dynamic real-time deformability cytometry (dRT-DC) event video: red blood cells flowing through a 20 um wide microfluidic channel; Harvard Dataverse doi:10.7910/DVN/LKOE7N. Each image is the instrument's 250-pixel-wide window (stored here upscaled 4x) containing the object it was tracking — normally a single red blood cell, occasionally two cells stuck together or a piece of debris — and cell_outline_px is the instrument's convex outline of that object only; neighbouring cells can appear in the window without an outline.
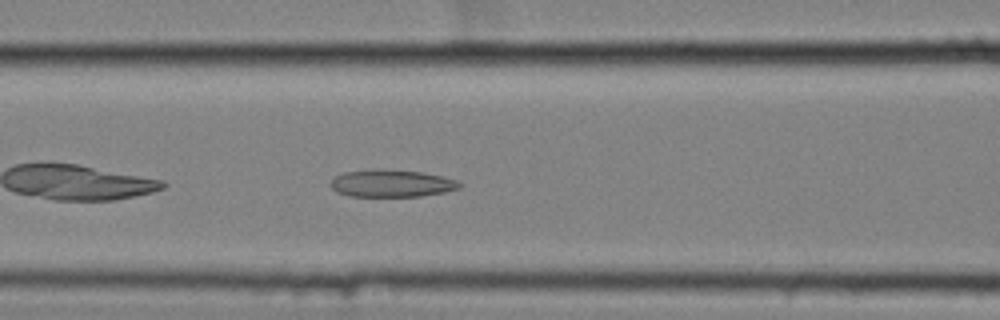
{"species": "common noctule bat (a hibernating species)", "species_latin": "Nyctalus noctula", "temperature_condition": "cold", "stored_images_in_passage": 41, "camera_frame_rate_fps": 3000, "um_per_image_px": 0.085, "animal": {"sex": "female", "body_mass_g": 25.1}, "frame": {"image": 1, "passage_image": 7, "time_ms": 2.0, "image_size_px": [1000, 320], "cell_outline_px": [[464, 184], [460, 188], [444, 192], [420, 196], [348, 196], [336, 192], [332, 188], [332, 180], [336, 176], [344, 172], [376, 168], [420, 172], [440, 176], [456, 180]], "centroid_in_image_um": [33.28, 15.58], "position_along_channel_um": 133.3, "area_um2": 20.46}}
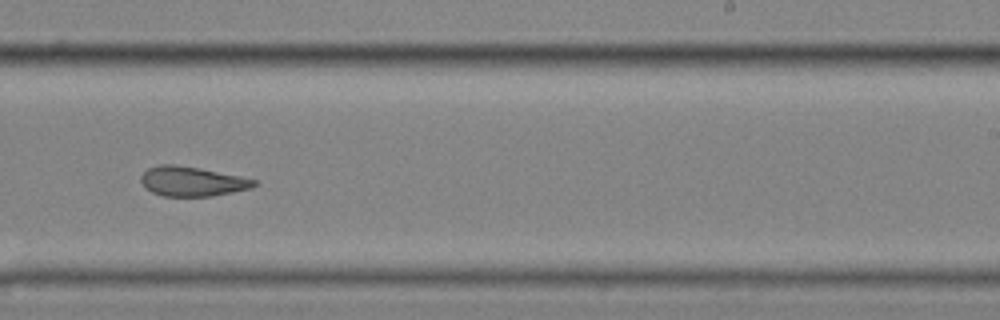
{"frame": {"image": 2, "passage_image": 19, "time_ms": 6.0, "image_size_px": [1000, 320], "cell_outline_px": [[256, 184], [252, 188], [212, 196], [164, 196], [152, 192], [140, 180], [140, 176], [148, 168], [160, 164], [176, 164], [200, 168], [240, 176], [256, 180]], "centroid_in_image_um": [16.33, 15.41], "position_along_channel_um": 272.7, "area_um2": 19.42}}
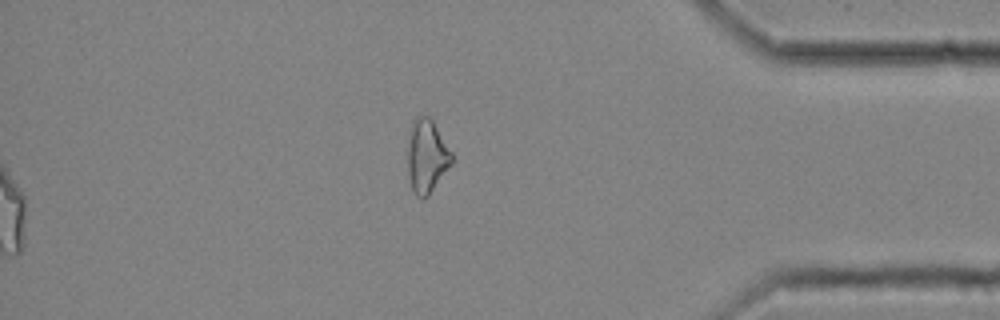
{"frame": {"image": 3, "passage_image": 41, "time_ms": 13.333, "image_size_px": [1000, 320], "cell_outline_px": [[456, 160], [428, 196], [416, 196], [412, 192], [408, 172], [408, 140], [412, 120], [416, 116], [428, 116], [432, 120], [452, 152]], "centroid_in_image_um": [36.3, 13.28], "position_along_channel_um": 398.9, "area_um2": 19.07}, "authors_computed_cell_mechanics": {"area_um2": 20.4612, "velocity_mm_per_s": 3.4916, "shape_relaxation_time_tau1_ms": null, "shape_relaxation_time_tau2_ms": 2.9423, "deformation_change_tau1": null, "deformation_change_tau2": 0.1069}}